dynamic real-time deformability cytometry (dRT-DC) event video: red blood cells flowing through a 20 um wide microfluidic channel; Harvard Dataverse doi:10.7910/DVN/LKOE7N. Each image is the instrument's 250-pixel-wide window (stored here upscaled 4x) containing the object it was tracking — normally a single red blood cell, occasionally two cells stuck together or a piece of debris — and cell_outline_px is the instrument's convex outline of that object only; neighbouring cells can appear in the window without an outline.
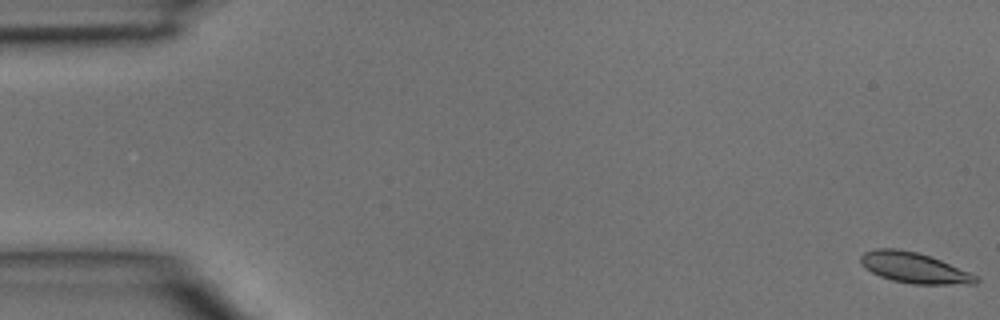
{"species": "common noctule bat (a hibernating species)", "species_latin": "Nyctalus noctula", "temperature_condition": "room temperature", "stored_images_in_passage": 4, "camera_frame_rate_fps": 3000, "um_per_image_px": 0.085, "animal": {"sex": "male", "body_mass_g": 15.6}, "frame": {"image": 1, "passage_image": 1, "time_ms": 0.0, "image_size_px": [1000, 320], "cell_outline_px": [[980, 280], [976, 284], [912, 284], [892, 280], [880, 276], [864, 268], [860, 264], [860, 256], [864, 252], [876, 248], [896, 248], [916, 252], [940, 260], [968, 272], [976, 276]], "centroid_in_image_um": [77.65, 22.76], "position_along_channel_um": 7.3, "area_um2": 20.4}}
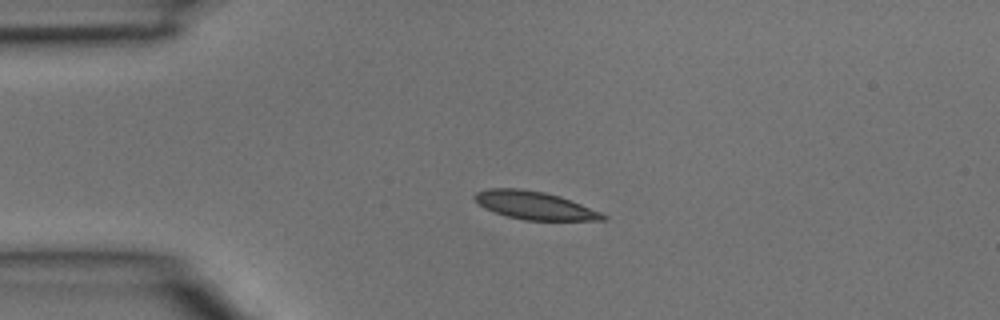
{"frame": {"image": 2, "passage_image": 3, "time_ms": 0.667, "image_size_px": [1000, 320], "cell_outline_px": [[608, 216], [604, 220], [524, 220], [508, 216], [484, 208], [472, 196], [476, 192], [488, 188], [520, 188], [544, 192], [560, 196], [600, 212]], "centroid_in_image_um": [45.41, 17.45], "position_along_channel_um": 39.6, "area_um2": 20.69}}
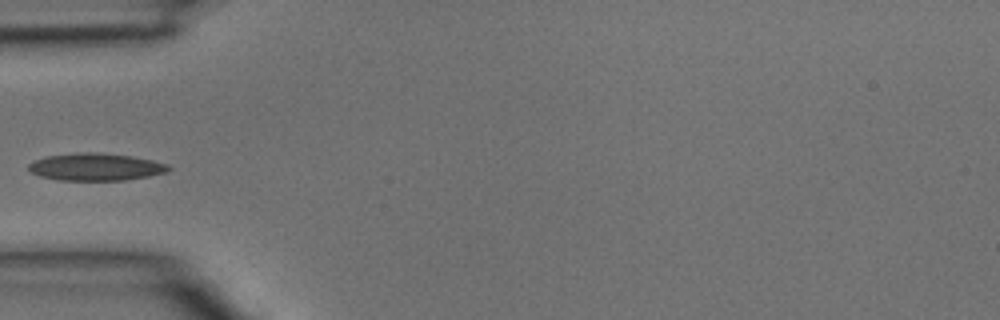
{"frame": {"image": 3, "passage_image": 4, "time_ms": 1.0, "image_size_px": [1000, 320], "cell_outline_px": [[172, 168], [168, 172], [148, 176], [124, 180], [60, 180], [40, 176], [32, 172], [28, 168], [28, 164], [44, 156], [76, 152], [100, 152], [132, 156], [152, 160], [168, 164]], "centroid_in_image_um": [8.15, 14.17], "position_along_channel_um": 76.8, "area_um2": 22.43}}